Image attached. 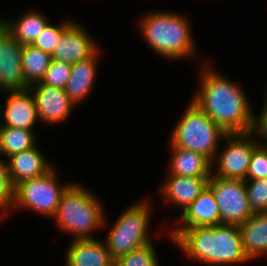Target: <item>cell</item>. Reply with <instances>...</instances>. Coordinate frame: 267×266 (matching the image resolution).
Wrapping results in <instances>:
<instances>
[{
	"label": "cell",
	"instance_id": "11",
	"mask_svg": "<svg viewBox=\"0 0 267 266\" xmlns=\"http://www.w3.org/2000/svg\"><path fill=\"white\" fill-rule=\"evenodd\" d=\"M41 124L65 123L75 104L68 98L64 89L42 84L41 82L29 86ZM43 122V123H42Z\"/></svg>",
	"mask_w": 267,
	"mask_h": 266
},
{
	"label": "cell",
	"instance_id": "13",
	"mask_svg": "<svg viewBox=\"0 0 267 266\" xmlns=\"http://www.w3.org/2000/svg\"><path fill=\"white\" fill-rule=\"evenodd\" d=\"M5 93L8 95L5 107L0 108V126L34 130L39 119L30 88Z\"/></svg>",
	"mask_w": 267,
	"mask_h": 266
},
{
	"label": "cell",
	"instance_id": "5",
	"mask_svg": "<svg viewBox=\"0 0 267 266\" xmlns=\"http://www.w3.org/2000/svg\"><path fill=\"white\" fill-rule=\"evenodd\" d=\"M226 133L193 101H189L171 133L169 144L215 159Z\"/></svg>",
	"mask_w": 267,
	"mask_h": 266
},
{
	"label": "cell",
	"instance_id": "20",
	"mask_svg": "<svg viewBox=\"0 0 267 266\" xmlns=\"http://www.w3.org/2000/svg\"><path fill=\"white\" fill-rule=\"evenodd\" d=\"M238 228L244 252L251 261L267 255V212L253 214Z\"/></svg>",
	"mask_w": 267,
	"mask_h": 266
},
{
	"label": "cell",
	"instance_id": "15",
	"mask_svg": "<svg viewBox=\"0 0 267 266\" xmlns=\"http://www.w3.org/2000/svg\"><path fill=\"white\" fill-rule=\"evenodd\" d=\"M6 164L13 187L22 181L44 175L54 166L37 145L7 158Z\"/></svg>",
	"mask_w": 267,
	"mask_h": 266
},
{
	"label": "cell",
	"instance_id": "24",
	"mask_svg": "<svg viewBox=\"0 0 267 266\" xmlns=\"http://www.w3.org/2000/svg\"><path fill=\"white\" fill-rule=\"evenodd\" d=\"M73 22V19L68 20L67 18L64 21L62 20V22L60 21V23L56 25L48 22L32 45L51 55L58 42L61 40L64 31Z\"/></svg>",
	"mask_w": 267,
	"mask_h": 266
},
{
	"label": "cell",
	"instance_id": "31",
	"mask_svg": "<svg viewBox=\"0 0 267 266\" xmlns=\"http://www.w3.org/2000/svg\"><path fill=\"white\" fill-rule=\"evenodd\" d=\"M106 266H119V264H118V262L116 260H113Z\"/></svg>",
	"mask_w": 267,
	"mask_h": 266
},
{
	"label": "cell",
	"instance_id": "1",
	"mask_svg": "<svg viewBox=\"0 0 267 266\" xmlns=\"http://www.w3.org/2000/svg\"><path fill=\"white\" fill-rule=\"evenodd\" d=\"M201 68L200 89L190 100L226 134L251 132L255 113L241 86L208 64Z\"/></svg>",
	"mask_w": 267,
	"mask_h": 266
},
{
	"label": "cell",
	"instance_id": "30",
	"mask_svg": "<svg viewBox=\"0 0 267 266\" xmlns=\"http://www.w3.org/2000/svg\"><path fill=\"white\" fill-rule=\"evenodd\" d=\"M264 93L265 97L262 104V109L258 115L254 114L252 133L255 137H260L258 143L264 147H267V89ZM259 134V135H258ZM264 141V142H263Z\"/></svg>",
	"mask_w": 267,
	"mask_h": 266
},
{
	"label": "cell",
	"instance_id": "4",
	"mask_svg": "<svg viewBox=\"0 0 267 266\" xmlns=\"http://www.w3.org/2000/svg\"><path fill=\"white\" fill-rule=\"evenodd\" d=\"M73 182L62 194L54 215L58 229L73 240L92 239L94 231L107 226L104 205L92 190Z\"/></svg>",
	"mask_w": 267,
	"mask_h": 266
},
{
	"label": "cell",
	"instance_id": "26",
	"mask_svg": "<svg viewBox=\"0 0 267 266\" xmlns=\"http://www.w3.org/2000/svg\"><path fill=\"white\" fill-rule=\"evenodd\" d=\"M244 182L252 214L267 212V178Z\"/></svg>",
	"mask_w": 267,
	"mask_h": 266
},
{
	"label": "cell",
	"instance_id": "10",
	"mask_svg": "<svg viewBox=\"0 0 267 266\" xmlns=\"http://www.w3.org/2000/svg\"><path fill=\"white\" fill-rule=\"evenodd\" d=\"M23 45L0 22V91L29 88L22 70Z\"/></svg>",
	"mask_w": 267,
	"mask_h": 266
},
{
	"label": "cell",
	"instance_id": "19",
	"mask_svg": "<svg viewBox=\"0 0 267 266\" xmlns=\"http://www.w3.org/2000/svg\"><path fill=\"white\" fill-rule=\"evenodd\" d=\"M170 146V164L168 175L189 177H211L212 162L204 155L189 149Z\"/></svg>",
	"mask_w": 267,
	"mask_h": 266
},
{
	"label": "cell",
	"instance_id": "9",
	"mask_svg": "<svg viewBox=\"0 0 267 266\" xmlns=\"http://www.w3.org/2000/svg\"><path fill=\"white\" fill-rule=\"evenodd\" d=\"M207 186L219 207V224L240 225L253 215L244 181L211 175Z\"/></svg>",
	"mask_w": 267,
	"mask_h": 266
},
{
	"label": "cell",
	"instance_id": "2",
	"mask_svg": "<svg viewBox=\"0 0 267 266\" xmlns=\"http://www.w3.org/2000/svg\"><path fill=\"white\" fill-rule=\"evenodd\" d=\"M169 237L185 255L205 265H237L251 260L244 252L238 225L170 229Z\"/></svg>",
	"mask_w": 267,
	"mask_h": 266
},
{
	"label": "cell",
	"instance_id": "23",
	"mask_svg": "<svg viewBox=\"0 0 267 266\" xmlns=\"http://www.w3.org/2000/svg\"><path fill=\"white\" fill-rule=\"evenodd\" d=\"M51 55L32 44L23 45L22 70L26 83L41 82L51 62Z\"/></svg>",
	"mask_w": 267,
	"mask_h": 266
},
{
	"label": "cell",
	"instance_id": "14",
	"mask_svg": "<svg viewBox=\"0 0 267 266\" xmlns=\"http://www.w3.org/2000/svg\"><path fill=\"white\" fill-rule=\"evenodd\" d=\"M209 179L210 177L168 175L157 192L165 201L183 212L207 187Z\"/></svg>",
	"mask_w": 267,
	"mask_h": 266
},
{
	"label": "cell",
	"instance_id": "12",
	"mask_svg": "<svg viewBox=\"0 0 267 266\" xmlns=\"http://www.w3.org/2000/svg\"><path fill=\"white\" fill-rule=\"evenodd\" d=\"M99 49L94 38L90 36L78 21H74L65 31L51 54V58L70 64L93 56Z\"/></svg>",
	"mask_w": 267,
	"mask_h": 266
},
{
	"label": "cell",
	"instance_id": "27",
	"mask_svg": "<svg viewBox=\"0 0 267 266\" xmlns=\"http://www.w3.org/2000/svg\"><path fill=\"white\" fill-rule=\"evenodd\" d=\"M71 68L70 63L51 59L41 83L64 89L70 78Z\"/></svg>",
	"mask_w": 267,
	"mask_h": 266
},
{
	"label": "cell",
	"instance_id": "22",
	"mask_svg": "<svg viewBox=\"0 0 267 266\" xmlns=\"http://www.w3.org/2000/svg\"><path fill=\"white\" fill-rule=\"evenodd\" d=\"M34 130L0 126V155L9 158L36 146Z\"/></svg>",
	"mask_w": 267,
	"mask_h": 266
},
{
	"label": "cell",
	"instance_id": "28",
	"mask_svg": "<svg viewBox=\"0 0 267 266\" xmlns=\"http://www.w3.org/2000/svg\"><path fill=\"white\" fill-rule=\"evenodd\" d=\"M0 156V218L11 214L14 201V187L12 186L7 171L6 160Z\"/></svg>",
	"mask_w": 267,
	"mask_h": 266
},
{
	"label": "cell",
	"instance_id": "16",
	"mask_svg": "<svg viewBox=\"0 0 267 266\" xmlns=\"http://www.w3.org/2000/svg\"><path fill=\"white\" fill-rule=\"evenodd\" d=\"M213 225H219V207L212 190L207 186L197 199L181 212L174 222L175 227L172 228L185 229L191 226Z\"/></svg>",
	"mask_w": 267,
	"mask_h": 266
},
{
	"label": "cell",
	"instance_id": "29",
	"mask_svg": "<svg viewBox=\"0 0 267 266\" xmlns=\"http://www.w3.org/2000/svg\"><path fill=\"white\" fill-rule=\"evenodd\" d=\"M267 178V147L258 145L251 156L247 180Z\"/></svg>",
	"mask_w": 267,
	"mask_h": 266
},
{
	"label": "cell",
	"instance_id": "3",
	"mask_svg": "<svg viewBox=\"0 0 267 266\" xmlns=\"http://www.w3.org/2000/svg\"><path fill=\"white\" fill-rule=\"evenodd\" d=\"M139 19V30L157 55L174 61V59H191L198 54L191 33V21H188L186 15L158 10V12L150 11Z\"/></svg>",
	"mask_w": 267,
	"mask_h": 266
},
{
	"label": "cell",
	"instance_id": "21",
	"mask_svg": "<svg viewBox=\"0 0 267 266\" xmlns=\"http://www.w3.org/2000/svg\"><path fill=\"white\" fill-rule=\"evenodd\" d=\"M0 22L22 45L33 44L43 28L49 22L48 18L36 10L20 15L16 18H0Z\"/></svg>",
	"mask_w": 267,
	"mask_h": 266
},
{
	"label": "cell",
	"instance_id": "18",
	"mask_svg": "<svg viewBox=\"0 0 267 266\" xmlns=\"http://www.w3.org/2000/svg\"><path fill=\"white\" fill-rule=\"evenodd\" d=\"M71 241L65 256V266H106L113 261L102 240L92 238Z\"/></svg>",
	"mask_w": 267,
	"mask_h": 266
},
{
	"label": "cell",
	"instance_id": "7",
	"mask_svg": "<svg viewBox=\"0 0 267 266\" xmlns=\"http://www.w3.org/2000/svg\"><path fill=\"white\" fill-rule=\"evenodd\" d=\"M53 166L44 175L22 181L14 187V201L11 210L25 208L39 215L53 218L62 194L73 183L60 184L58 172Z\"/></svg>",
	"mask_w": 267,
	"mask_h": 266
},
{
	"label": "cell",
	"instance_id": "17",
	"mask_svg": "<svg viewBox=\"0 0 267 266\" xmlns=\"http://www.w3.org/2000/svg\"><path fill=\"white\" fill-rule=\"evenodd\" d=\"M100 49L91 57L72 64L70 78L64 88L68 98L77 106L92 92L97 78Z\"/></svg>",
	"mask_w": 267,
	"mask_h": 266
},
{
	"label": "cell",
	"instance_id": "8",
	"mask_svg": "<svg viewBox=\"0 0 267 266\" xmlns=\"http://www.w3.org/2000/svg\"><path fill=\"white\" fill-rule=\"evenodd\" d=\"M224 141L227 143L226 148L223 147L220 151L219 147L215 156L216 159L212 160V176L223 179L247 180L252 153L259 145L257 137L252 132L233 133L226 134L223 138ZM214 165H216V169Z\"/></svg>",
	"mask_w": 267,
	"mask_h": 266
},
{
	"label": "cell",
	"instance_id": "25",
	"mask_svg": "<svg viewBox=\"0 0 267 266\" xmlns=\"http://www.w3.org/2000/svg\"><path fill=\"white\" fill-rule=\"evenodd\" d=\"M153 242L133 249L128 254L118 258L119 266H160Z\"/></svg>",
	"mask_w": 267,
	"mask_h": 266
},
{
	"label": "cell",
	"instance_id": "6",
	"mask_svg": "<svg viewBox=\"0 0 267 266\" xmlns=\"http://www.w3.org/2000/svg\"><path fill=\"white\" fill-rule=\"evenodd\" d=\"M151 208L145 200L131 204L111 225L104 243L113 260L152 242L149 235Z\"/></svg>",
	"mask_w": 267,
	"mask_h": 266
}]
</instances>
